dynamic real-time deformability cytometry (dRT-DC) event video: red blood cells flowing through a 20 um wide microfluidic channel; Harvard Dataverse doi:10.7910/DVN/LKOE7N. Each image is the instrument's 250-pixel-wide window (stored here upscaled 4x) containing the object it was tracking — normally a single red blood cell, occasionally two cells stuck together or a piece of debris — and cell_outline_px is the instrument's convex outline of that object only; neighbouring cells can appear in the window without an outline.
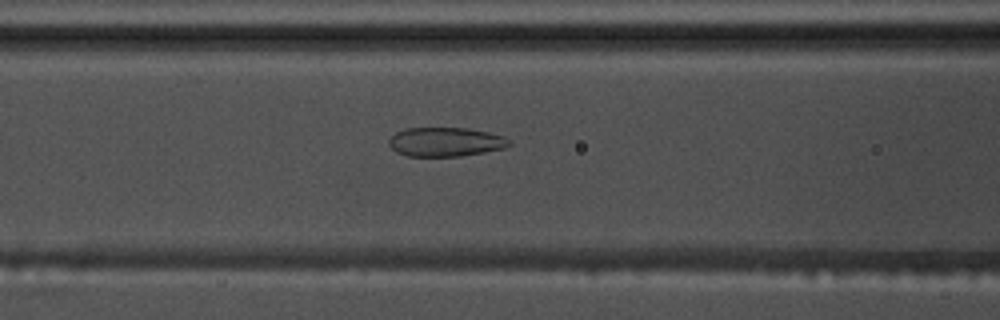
{"species": "common noctule bat (a hibernating species)", "species_latin": "Nyctalus noctula", "temperature_condition": "warm", "stored_images_in_passage": 47, "camera_frame_rate_fps": 3000, "um_per_image_px": 0.085, "animal": {"sex": "male", "body_mass_g": 17.5, "forearm_length_mm": 52.3}, "frame": {"image": 1, "passage_image": 21, "time_ms": 6.667, "image_size_px": [1000, 320], "cell_outline_px": [[512, 144], [504, 148], [484, 152], [460, 156], [408, 156], [396, 152], [388, 144], [388, 140], [396, 132], [404, 128], [468, 128], [488, 132], [504, 136]], "centroid_in_image_um": [37.85, 12.06], "position_along_channel_um": 128.7, "area_um2": 20.4}}
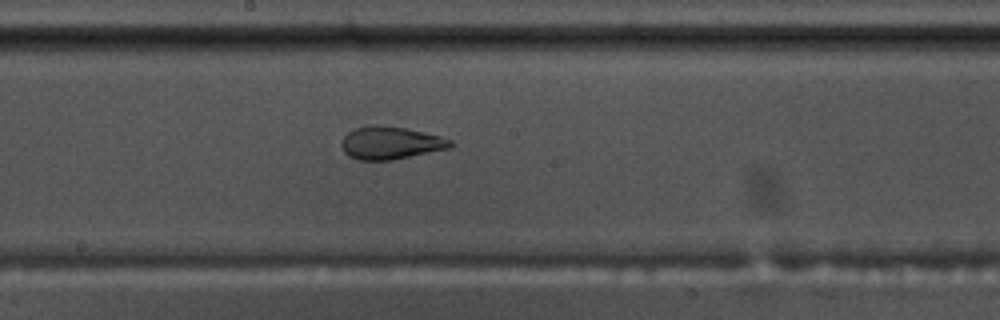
{"frame": {"image": 2, "passage_image": 28, "time_ms": 9.0, "image_size_px": [1000, 320], "cell_outline_px": [[456, 144], [448, 148], [392, 160], [360, 160], [348, 156], [344, 152], [340, 144], [344, 136], [348, 132], [356, 128], [376, 124], [404, 128], [424, 132], [440, 136], [452, 140]], "centroid_in_image_um": [33.18, 12.15], "position_along_channel_um": 215.0, "area_um2": 20.69}}
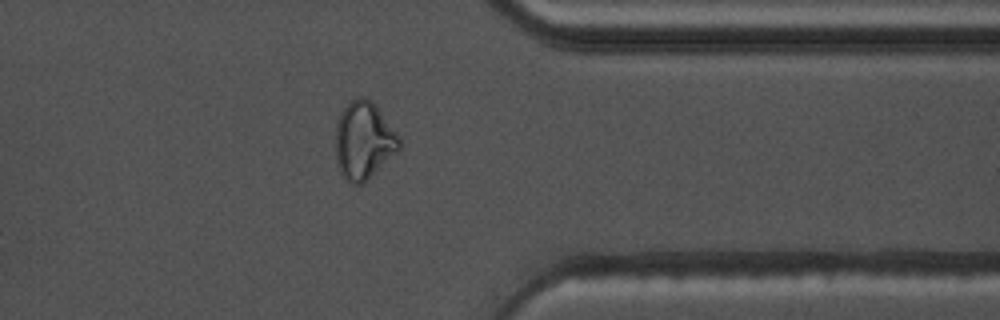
{"frame": {"image": 3, "passage_image": 42, "time_ms": 13.667, "image_size_px": [1000, 320], "cell_outline_px": [[400, 148], [364, 184], [352, 184], [344, 180], [340, 172], [336, 160], [336, 124], [340, 112], [352, 100], [360, 96], [364, 96], [372, 100], [376, 104], [400, 136]], "centroid_in_image_um": [30.92, 11.94], "position_along_channel_um": 380.5, "area_um2": 29.07}, "authors_computed_cell_mechanics": {"area_um2": 24.565, "velocity_mm_per_s": 3.7134, "shape_relaxation_time_tau1_ms": null, "shape_relaxation_time_tau2_ms": 1.2693, "deformation_change_tau1": null, "deformation_change_tau2": 0.0707}}